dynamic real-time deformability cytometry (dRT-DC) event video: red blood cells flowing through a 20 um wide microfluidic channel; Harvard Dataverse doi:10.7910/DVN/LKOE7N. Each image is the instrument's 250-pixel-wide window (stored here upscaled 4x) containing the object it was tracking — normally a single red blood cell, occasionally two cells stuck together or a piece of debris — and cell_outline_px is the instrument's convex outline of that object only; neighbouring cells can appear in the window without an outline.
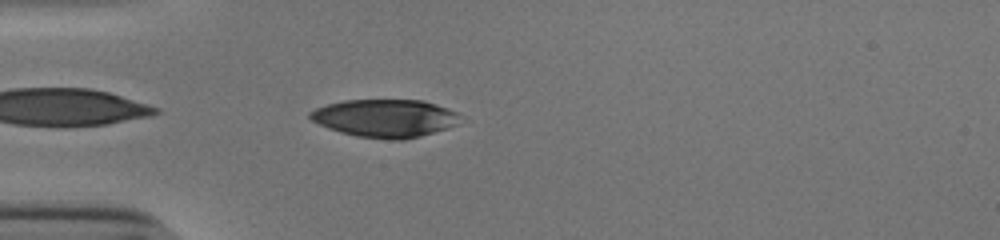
{"species": "human", "species_latin": "Homo sapiens", "temperature_condition": "cold", "stored_images_in_passage": 39, "camera_frame_rate_fps": 3000, "um_per_image_px": 0.085, "donor": {"sex": "male"}, "frame": {"image": 1, "passage_image": 2, "time_ms": 0.333, "image_size_px": [1000, 240], "cell_outline_px": [[456, 124], [448, 128], [420, 136], [404, 140], [392, 140], [356, 136], [340, 132], [328, 128], [312, 120], [308, 116], [308, 112], [316, 108], [328, 104], [344, 100], [424, 100], [448, 108], [456, 112]], "centroid_in_image_um": [32.69, 10.05], "position_along_channel_um": 52.3, "area_um2": 32.95}}
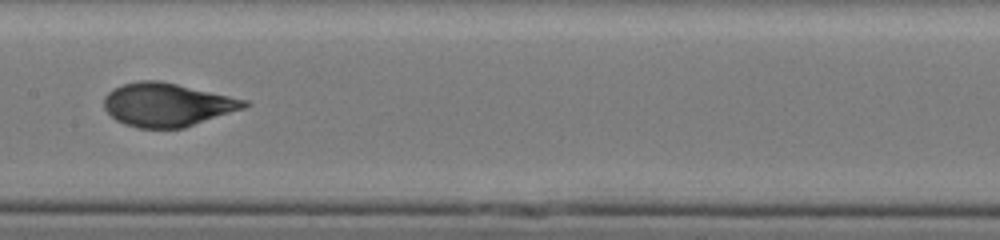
{"frame": {"image": 2, "passage_image": 14, "time_ms": 4.333, "image_size_px": [1000, 240], "cell_outline_px": [[252, 104], [244, 108], [184, 128], [136, 128], [124, 124], [116, 120], [104, 108], [104, 96], [112, 88], [120, 84], [140, 80], [160, 80], [248, 100]], "centroid_in_image_um": [14.19, 8.89], "position_along_channel_um": 193.2, "area_um2": 35.66}}
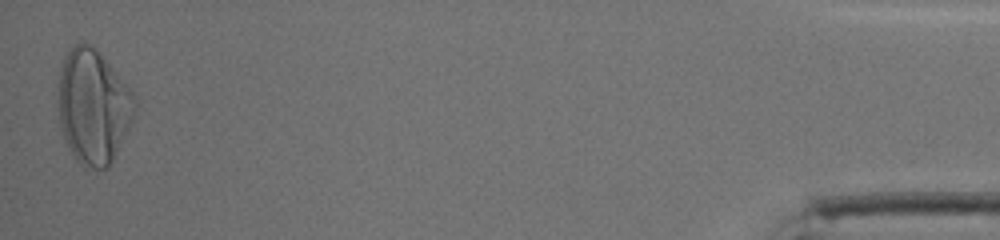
{"frame": {"image": 3, "passage_image": 39, "time_ms": 12.667, "image_size_px": [1000, 240], "cell_outline_px": [[136, 104], [132, 120], [108, 168], [84, 168], [76, 160], [64, 136], [60, 124], [56, 108], [56, 100], [60, 72], [64, 56], [76, 44], [84, 40], [108, 64], [136, 96]], "centroid_in_image_um": [7.88, 9.08], "position_along_channel_um": 427.3, "area_um2": 50.46}, "authors_computed_cell_mechanics": {"area_um2": 35.547, "velocity_mm_per_s": 3.8408, "shape_relaxation_time_tau1_ms": 4.6677, "shape_relaxation_time_tau2_ms": null, "deformation_change_tau1": 0.2185, "deformation_change_tau2": null}}